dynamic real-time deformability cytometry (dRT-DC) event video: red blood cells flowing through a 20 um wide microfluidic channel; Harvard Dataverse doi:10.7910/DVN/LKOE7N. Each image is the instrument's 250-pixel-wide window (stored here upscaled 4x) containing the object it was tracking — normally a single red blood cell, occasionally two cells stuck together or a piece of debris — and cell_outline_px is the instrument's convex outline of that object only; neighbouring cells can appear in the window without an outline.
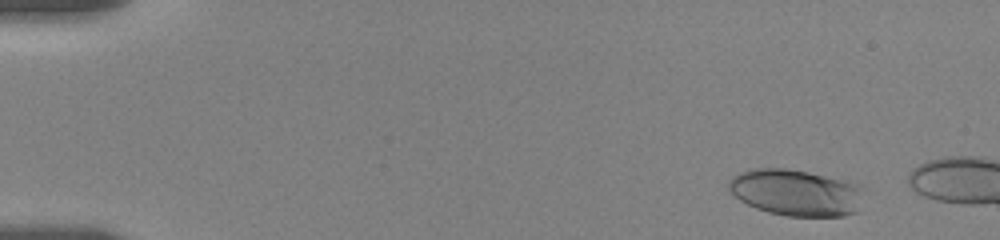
{"species": "human", "species_latin": "Homo sapiens", "temperature_condition": "room temperature", "stored_images_in_passage": 12, "camera_frame_rate_fps": 3000, "um_per_image_px": 0.085, "donor": {"sex": "female"}, "frame": {"image": 1, "passage_image": 4, "time_ms": 1.0, "image_size_px": [1000, 240], "cell_outline_px": [[864, 188], [856, 212], [844, 216], [788, 216], [768, 212], [756, 208], [740, 200], [728, 188], [728, 180], [732, 176], [740, 172], [756, 168], [784, 168], [808, 172], [860, 184]], "centroid_in_image_um": [67.65, 16.36], "position_along_channel_um": 17.4, "area_um2": 36.47}}